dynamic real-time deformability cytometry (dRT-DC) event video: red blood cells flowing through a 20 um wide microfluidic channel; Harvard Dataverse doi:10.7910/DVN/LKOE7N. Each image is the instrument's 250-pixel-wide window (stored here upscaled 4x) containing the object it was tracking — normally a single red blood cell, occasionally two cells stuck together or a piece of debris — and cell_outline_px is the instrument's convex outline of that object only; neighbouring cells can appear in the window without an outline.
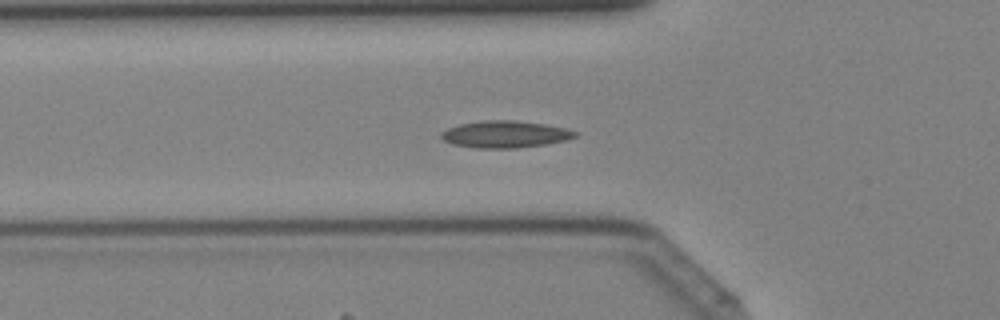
{"species": "Egyptian fruit bat (a non-hibernating species)", "species_latin": "Rousettus aegyptiacus", "temperature_condition": "cold", "stored_images_in_passage": 29, "camera_frame_rate_fps": 3000, "um_per_image_px": 0.085, "animal": {"sex": "female"}, "frame": {"image": 1, "passage_image": 6, "time_ms": 1.667, "image_size_px": [1000, 320], "cell_outline_px": [[580, 132], [576, 136], [564, 140], [544, 144], [516, 148], [480, 148], [452, 144], [444, 140], [440, 136], [440, 132], [448, 128], [460, 124], [484, 120], [516, 120], [544, 124], [564, 128]], "centroid_in_image_um": [42.91, 11.4], "position_along_channel_um": 82.9, "area_um2": 20.87}}
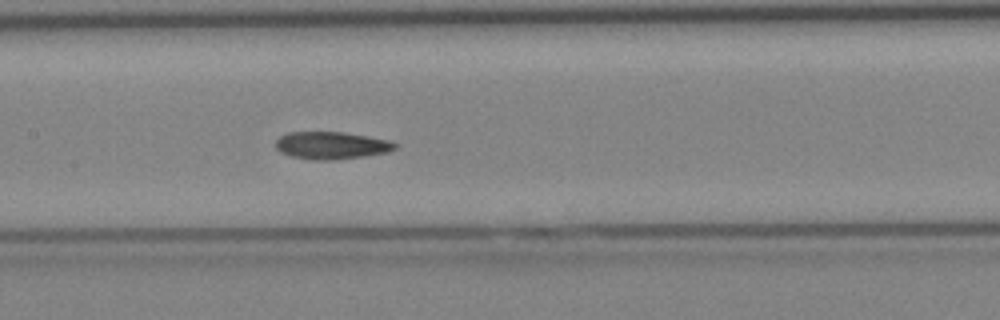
{"frame": {"image": 2, "passage_image": 12, "time_ms": 3.667, "image_size_px": [1000, 320], "cell_outline_px": [[396, 148], [388, 152], [364, 156], [336, 160], [312, 160], [292, 156], [280, 152], [276, 148], [276, 140], [280, 136], [288, 132], [344, 132], [368, 136], [388, 140], [396, 144]], "centroid_in_image_um": [28.15, 12.36], "position_along_channel_um": 179.2, "area_um2": 19.07}}
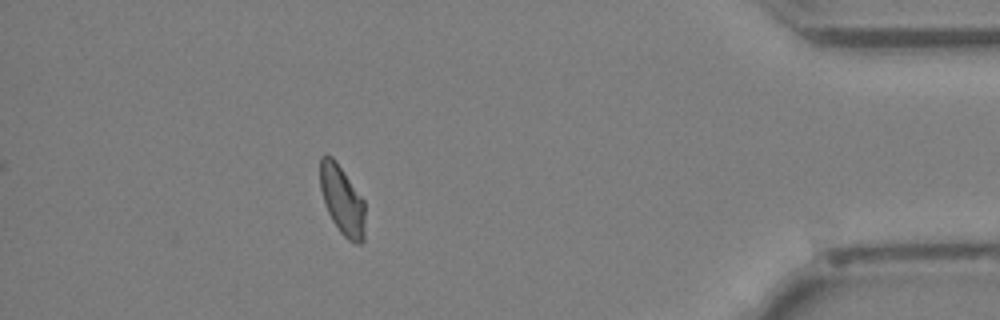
{"frame": {"image": 3, "passage_image": 29, "time_ms": 9.333, "image_size_px": [1000, 320], "cell_outline_px": [[364, 240], [360, 244], [356, 244], [348, 240], [340, 232], [332, 220], [324, 204], [320, 188], [320, 156], [332, 156], [336, 160], [364, 200]], "centroid_in_image_um": [29.07, 17.02], "position_along_channel_um": 406.1, "area_um2": 18.15}}